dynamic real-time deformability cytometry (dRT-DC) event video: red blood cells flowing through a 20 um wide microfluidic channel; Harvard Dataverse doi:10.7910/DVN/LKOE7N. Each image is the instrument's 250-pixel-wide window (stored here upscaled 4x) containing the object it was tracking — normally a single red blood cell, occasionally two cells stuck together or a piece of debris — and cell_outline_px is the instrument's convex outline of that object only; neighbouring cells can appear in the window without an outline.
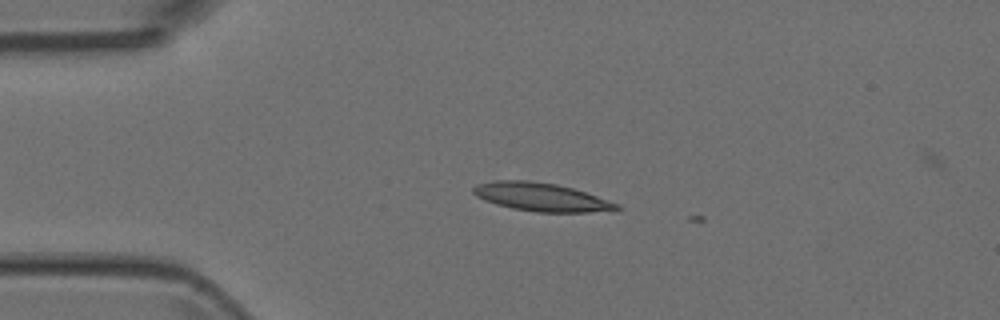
{"species": "Egyptian fruit bat (a non-hibernating species)", "species_latin": "Rousettus aegyptiacus", "temperature_condition": "room temperature", "stored_images_in_passage": 4, "camera_frame_rate_fps": 3000, "um_per_image_px": 0.085, "animal": {"sex": "female"}, "frame": {"image": 1, "passage_image": 3, "time_ms": 0.667, "image_size_px": [1000, 320], "cell_outline_px": [[624, 208], [588, 212], [536, 212], [512, 208], [496, 204], [484, 200], [476, 196], [472, 192], [472, 188], [476, 184], [496, 180], [528, 180], [556, 184], [572, 188], [620, 204]], "centroid_in_image_um": [45.96, 16.74], "position_along_channel_um": 39.0, "area_um2": 23.52}}